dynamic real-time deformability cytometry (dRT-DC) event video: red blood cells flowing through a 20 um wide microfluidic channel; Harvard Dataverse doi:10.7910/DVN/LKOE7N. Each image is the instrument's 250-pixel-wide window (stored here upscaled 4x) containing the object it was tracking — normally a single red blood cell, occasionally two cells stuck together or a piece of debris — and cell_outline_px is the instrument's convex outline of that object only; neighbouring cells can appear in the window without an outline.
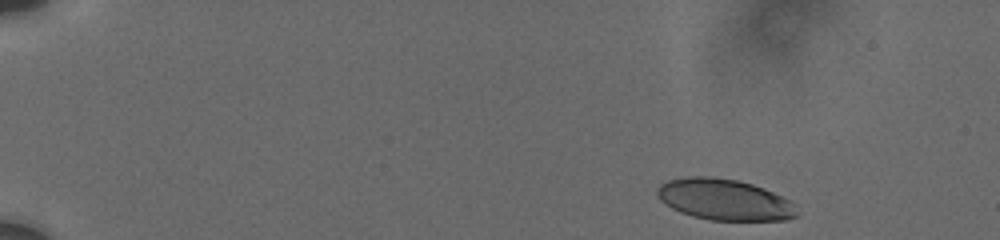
{"species": "human", "species_latin": "Homo sapiens", "temperature_condition": "cold", "stored_images_in_passage": 7, "camera_frame_rate_fps": 3000, "um_per_image_px": 0.085, "donor": {"sex": "male"}, "frame": {"image": 1, "passage_image": 1, "time_ms": 0.0, "image_size_px": [1000, 240], "cell_outline_px": [[800, 216], [784, 220], [712, 220], [692, 216], [680, 212], [672, 208], [660, 200], [656, 196], [656, 188], [660, 184], [668, 180], [688, 176], [712, 176], [736, 180], [752, 184], [764, 188], [792, 200], [796, 204]], "centroid_in_image_um": [61.61, 16.96], "position_along_channel_um": 23.4, "area_um2": 33.93}}
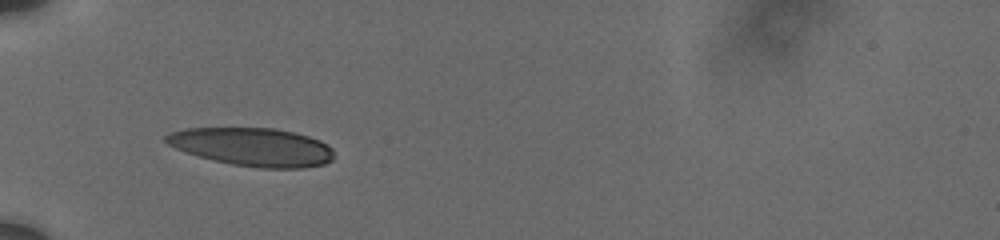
{"frame": {"image": 2, "passage_image": 5, "time_ms": 4.333, "image_size_px": [1000, 240], "cell_outline_px": [[332, 160], [324, 164], [304, 168], [260, 168], [232, 164], [212, 160], [176, 148], [168, 144], [164, 140], [164, 136], [168, 132], [184, 128], [276, 128], [296, 132], [320, 140], [328, 144], [332, 148]], "centroid_in_image_um": [21.47, 12.48], "position_along_channel_um": 63.5, "area_um2": 37.57}}
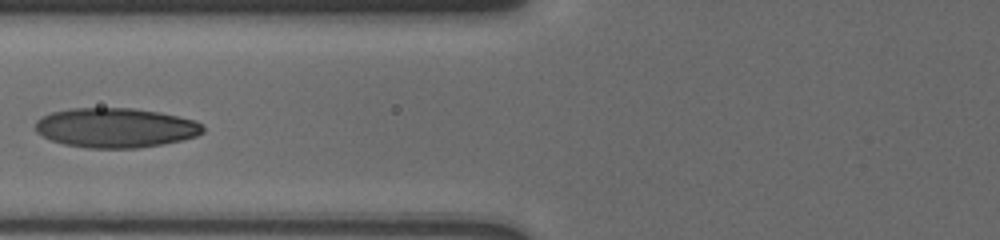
{"frame": {"image": 3, "passage_image": 7, "time_ms": 6.0, "image_size_px": [1000, 240], "cell_outline_px": [[204, 132], [196, 136], [184, 140], [136, 148], [88, 148], [64, 144], [52, 140], [36, 132], [36, 120], [52, 112], [72, 108], [132, 108], [160, 112], [196, 120], [204, 128]], "centroid_in_image_um": [9.85, 10.86], "position_along_channel_um": 116.0, "area_um2": 38.61}}